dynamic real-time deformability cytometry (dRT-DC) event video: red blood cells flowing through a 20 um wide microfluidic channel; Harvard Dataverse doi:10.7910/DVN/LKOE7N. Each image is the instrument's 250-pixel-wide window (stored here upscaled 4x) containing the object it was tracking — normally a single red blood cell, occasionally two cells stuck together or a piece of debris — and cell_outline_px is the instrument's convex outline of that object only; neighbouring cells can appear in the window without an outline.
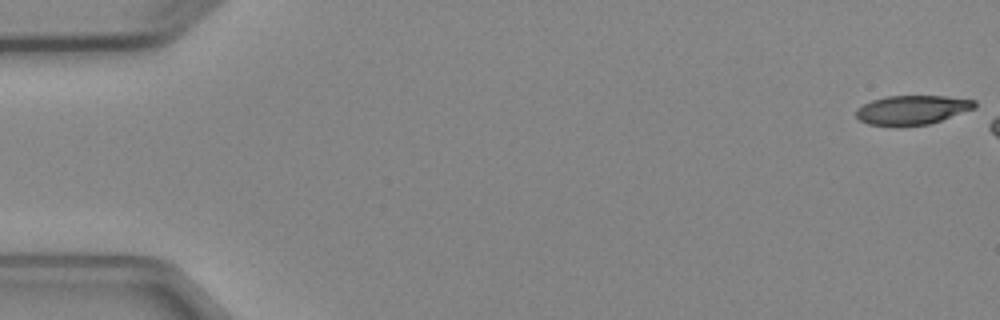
{"species": "Egyptian fruit bat (a non-hibernating species)", "species_latin": "Rousettus aegyptiacus", "temperature_condition": "cold", "stored_images_in_passage": 3, "camera_frame_rate_fps": 3000, "um_per_image_px": 0.085, "animal": {"sex": "female"}, "frame": {"image": 1, "passage_image": 1, "time_ms": 0.0, "image_size_px": [1000, 320], "cell_outline_px": [[976, 108], [928, 124], [868, 124], [860, 120], [856, 116], [856, 108], [872, 100], [888, 96], [944, 96], [976, 100]], "centroid_in_image_um": [77.55, 9.31], "position_along_channel_um": 7.4, "area_um2": 19.59}}